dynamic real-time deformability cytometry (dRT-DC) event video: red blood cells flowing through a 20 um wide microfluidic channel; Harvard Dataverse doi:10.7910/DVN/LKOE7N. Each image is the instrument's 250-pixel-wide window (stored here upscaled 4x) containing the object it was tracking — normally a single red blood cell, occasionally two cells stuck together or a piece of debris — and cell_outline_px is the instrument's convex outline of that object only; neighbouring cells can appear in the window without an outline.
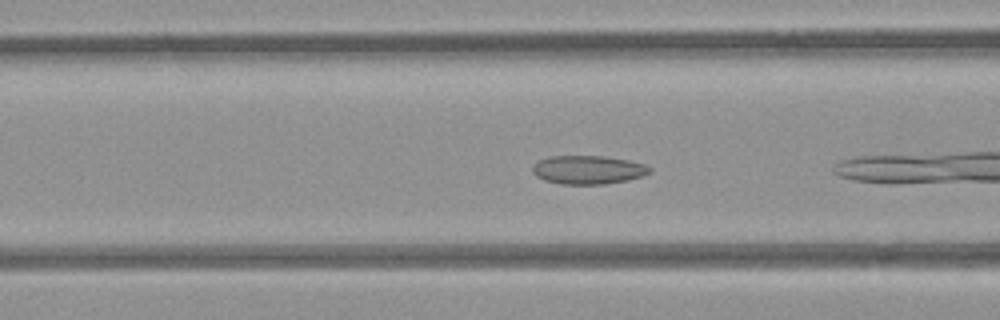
{"species": "common noctule bat (a hibernating species)", "species_latin": "Nyctalus noctula", "temperature_condition": "room temperature", "stored_images_in_passage": 6, "camera_frame_rate_fps": 3000, "um_per_image_px": 0.085, "animal": {"sex": "female", "body_mass_g": 21.9}, "frame": {"image": 1, "passage_image": 4, "time_ms": 1.0, "image_size_px": [1000, 320], "cell_outline_px": [[652, 172], [644, 176], [628, 180], [604, 184], [560, 184], [544, 180], [536, 176], [532, 172], [532, 168], [540, 160], [548, 156], [604, 156], [628, 160], [644, 164], [652, 168]], "centroid_in_image_um": [50.02, 14.44], "position_along_channel_um": 116.6, "area_um2": 19.59}}